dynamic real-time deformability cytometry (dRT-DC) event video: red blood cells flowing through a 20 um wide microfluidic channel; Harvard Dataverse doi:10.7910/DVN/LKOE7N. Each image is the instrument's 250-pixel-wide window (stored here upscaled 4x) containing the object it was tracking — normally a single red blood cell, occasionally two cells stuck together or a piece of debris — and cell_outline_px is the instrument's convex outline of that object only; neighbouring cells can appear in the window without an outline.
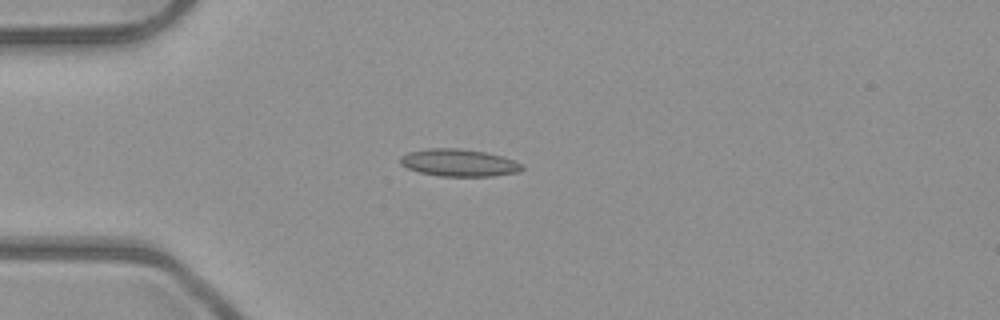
{"species": "common noctule bat (a hibernating species)", "species_latin": "Nyctalus noctula", "temperature_condition": "room temperature", "stored_images_in_passage": 39, "camera_frame_rate_fps": 3000, "um_per_image_px": 0.085, "animal": {"sex": "male", "body_mass_g": 23.1, "forearm_length_mm": 52.7}, "frame": {"image": 1, "passage_image": 1, "time_ms": 0.0, "image_size_px": [1000, 320], "cell_outline_px": [[524, 168], [516, 172], [492, 176], [440, 176], [420, 172], [408, 168], [400, 164], [400, 156], [408, 152], [428, 148], [460, 148], [484, 152], [504, 156], [520, 164]], "centroid_in_image_um": [38.97, 13.82], "position_along_channel_um": 46.0, "area_um2": 19.25}}
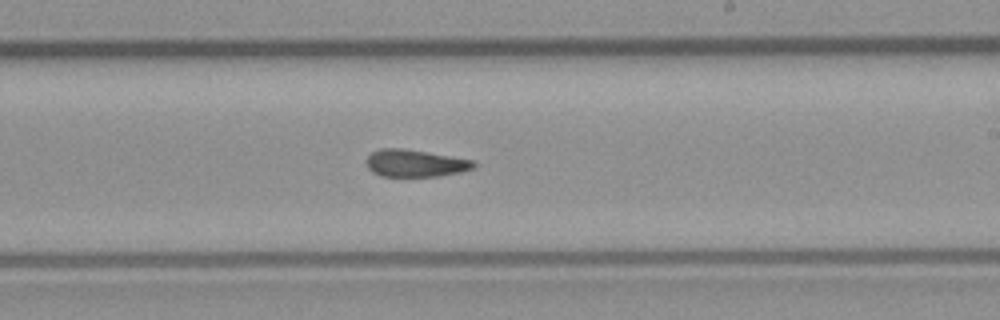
{"frame": {"image": 2, "passage_image": 18, "time_ms": 5.667, "image_size_px": [1000, 320], "cell_outline_px": [[476, 168], [460, 172], [440, 176], [380, 176], [372, 172], [368, 168], [364, 160], [372, 152], [380, 148], [404, 148], [476, 160]], "centroid_in_image_um": [35.3, 13.87], "position_along_channel_um": 253.7, "area_um2": 17.34}}
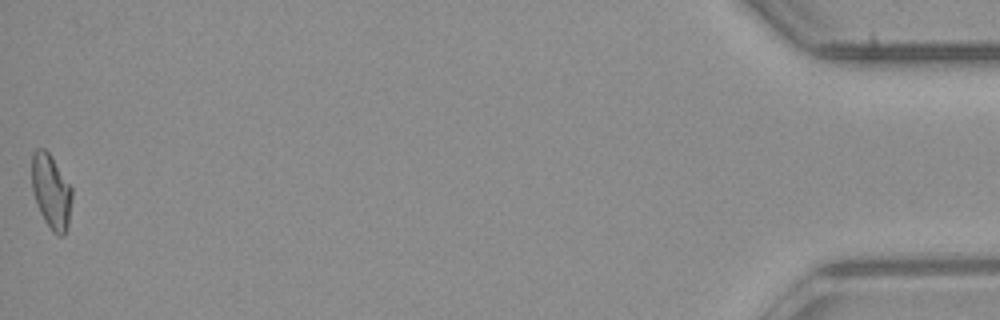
{"frame": {"image": 3, "passage_image": 39, "time_ms": 12.667, "image_size_px": [1000, 320], "cell_outline_px": [[72, 196], [68, 224], [64, 236], [56, 236], [52, 232], [44, 220], [40, 212], [32, 188], [32, 152], [36, 148], [44, 148], [48, 152], [72, 188]], "centroid_in_image_um": [4.35, 16.3], "position_along_channel_um": 430.9, "area_um2": 17.28}, "authors_computed_cell_mechanics": {"area_um2": 17.5134, "velocity_mm_per_s": 3.9861, "shape_relaxation_time_tau1_ms": null, "shape_relaxation_time_tau2_ms": 4.7755, "deformation_change_tau1": null, "deformation_change_tau2": 0.1023}}